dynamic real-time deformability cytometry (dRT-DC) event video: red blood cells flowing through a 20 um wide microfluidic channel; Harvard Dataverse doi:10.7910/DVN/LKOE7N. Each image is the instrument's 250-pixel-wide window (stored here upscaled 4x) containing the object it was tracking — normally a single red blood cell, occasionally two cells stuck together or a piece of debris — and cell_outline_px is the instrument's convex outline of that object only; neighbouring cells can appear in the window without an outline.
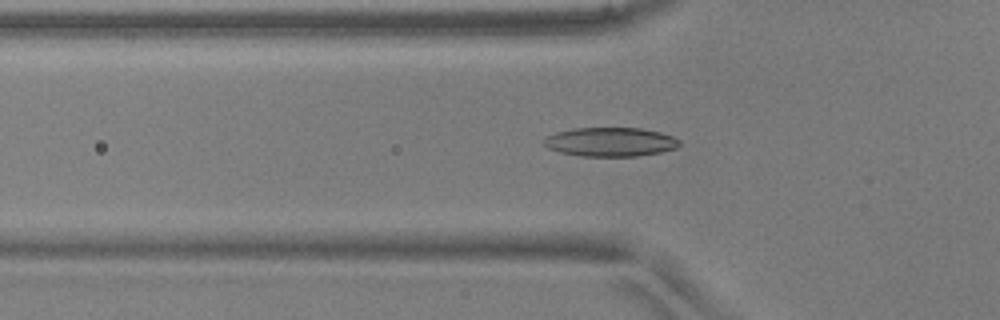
{"species": "common noctule bat (a hibernating species)", "species_latin": "Nyctalus noctula", "temperature_condition": "warm", "stored_images_in_passage": 51, "camera_frame_rate_fps": 3000, "um_per_image_px": 0.085, "animal": {"sex": "male", "body_mass_g": 17.9, "forearm_length_mm": 54.2}, "frame": {"image": 1, "passage_image": 17, "time_ms": 5.333, "image_size_px": [1000, 320], "cell_outline_px": [[680, 144], [676, 148], [660, 152], [636, 156], [580, 156], [560, 152], [548, 148], [544, 144], [544, 136], [556, 132], [572, 128], [640, 128], [660, 132], [672, 136], [680, 140]], "centroid_in_image_um": [51.86, 12.06], "position_along_channel_um": 73.9, "area_um2": 22.95}}
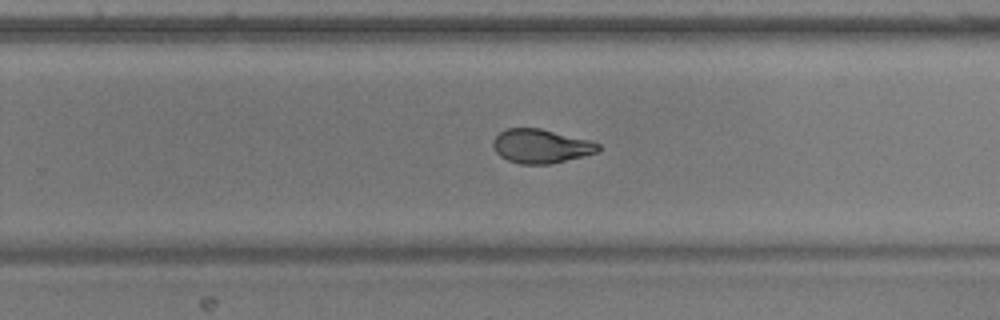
{"frame": {"image": 2, "passage_image": 33, "time_ms": 10.667, "image_size_px": [1000, 320], "cell_outline_px": [[600, 148], [596, 152], [548, 164], [520, 164], [508, 160], [500, 156], [496, 152], [492, 144], [492, 140], [500, 132], [508, 128], [540, 128], [592, 140], [600, 144]], "centroid_in_image_um": [45.96, 12.4], "position_along_channel_um": 283.8, "area_um2": 20.69}}
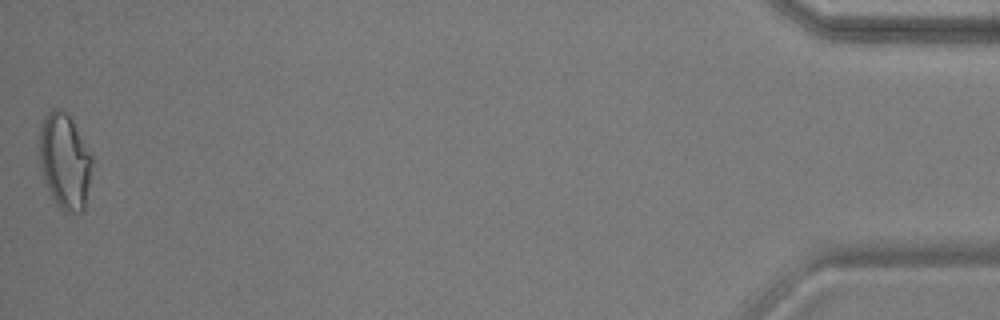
{"frame": {"image": 3, "passage_image": 51, "time_ms": 16.667, "image_size_px": [1000, 320], "cell_outline_px": [[92, 164], [84, 212], [64, 212], [56, 204], [48, 188], [40, 168], [40, 124], [44, 116], [52, 108], [60, 108], [72, 120], [92, 156]], "centroid_in_image_um": [5.5, 13.7], "position_along_channel_um": 429.7, "area_um2": 29.13}, "authors_computed_cell_mechanics": {"area_um2": 21.5594, "velocity_mm_per_s": 3.9157, "shape_relaxation_time_tau1_ms": 6.9392, "shape_relaxation_time_tau2_ms": 1.5592, "deformation_change_tau1": 0.2145, "deformation_change_tau2": 0.0765}}